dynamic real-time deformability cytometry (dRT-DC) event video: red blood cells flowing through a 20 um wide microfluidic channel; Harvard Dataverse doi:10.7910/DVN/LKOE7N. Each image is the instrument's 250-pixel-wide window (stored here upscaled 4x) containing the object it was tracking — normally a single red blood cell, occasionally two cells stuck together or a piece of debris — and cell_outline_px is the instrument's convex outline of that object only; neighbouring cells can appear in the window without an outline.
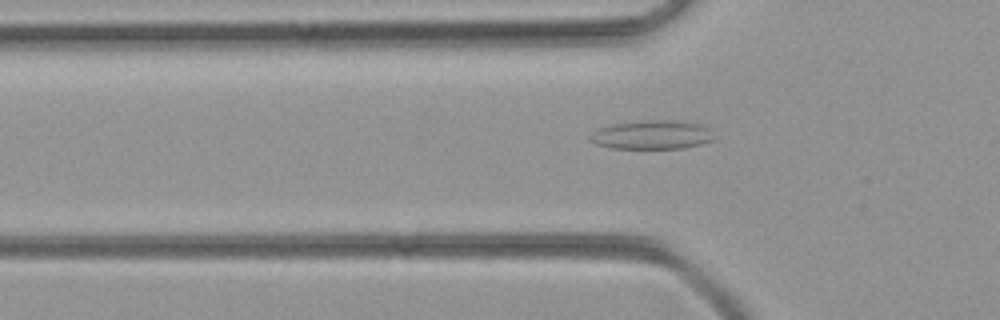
{"species": "common noctule bat (a hibernating species)", "species_latin": "Nyctalus noctula", "temperature_condition": "room temperature", "stored_images_in_passage": 38, "segment_of_instrument_passage": [1, 2], "camera_frame_rate_fps": 3000, "um_per_image_px": 0.085, "animal": {"sex": "female", "body_mass_g": 21.9}, "frame": {"image": 1, "passage_image": 8, "time_ms": 2.333, "image_size_px": [1000, 320], "cell_outline_px": [[716, 136], [712, 140], [700, 144], [684, 148], [612, 148], [596, 144], [588, 140], [592, 132], [600, 128], [612, 124], [644, 120], [680, 120], [700, 124], [708, 128]], "centroid_in_image_um": [55.43, 11.45], "position_along_channel_um": 70.4, "area_um2": 20.92}}
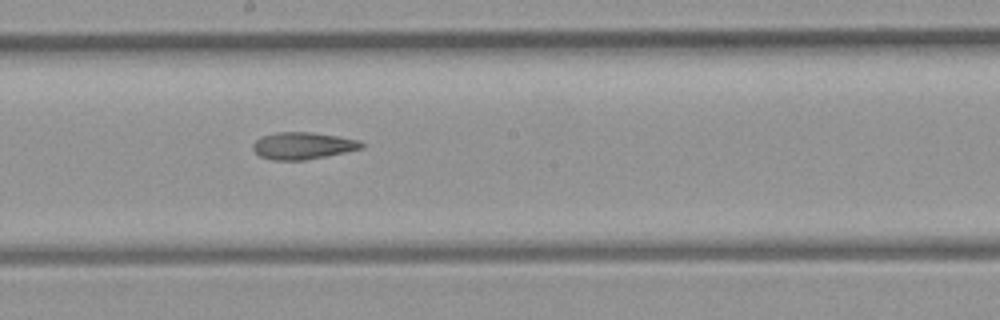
{"frame": {"image": 2, "passage_image": 19, "time_ms": 6.0, "image_size_px": [1000, 320], "cell_outline_px": [[364, 148], [304, 160], [272, 160], [260, 156], [252, 148], [252, 144], [260, 136], [276, 132], [312, 132], [360, 140], [364, 144]], "centroid_in_image_um": [25.72, 12.38], "position_along_channel_um": 222.5, "area_um2": 17.05}}
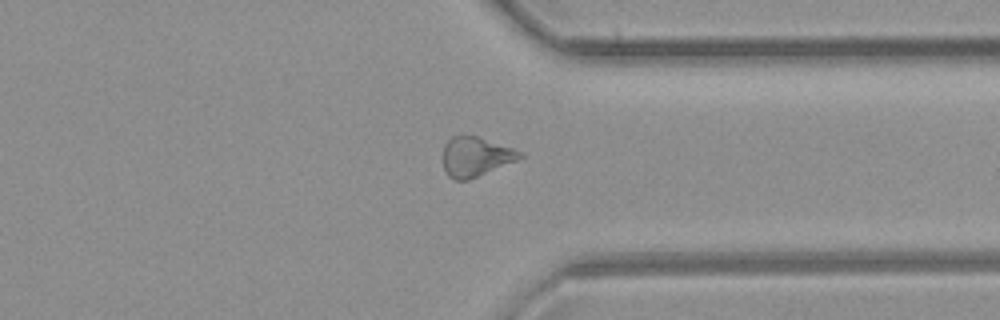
{"frame": {"image": 3, "passage_image": 30, "time_ms": 9.667, "image_size_px": [1000, 320], "cell_outline_px": [[524, 156], [516, 160], [468, 180], [456, 180], [448, 176], [444, 168], [444, 144], [452, 136], [476, 136], [524, 152]], "centroid_in_image_um": [40.42, 13.32], "position_along_channel_um": 371.0, "area_um2": 17.34}}